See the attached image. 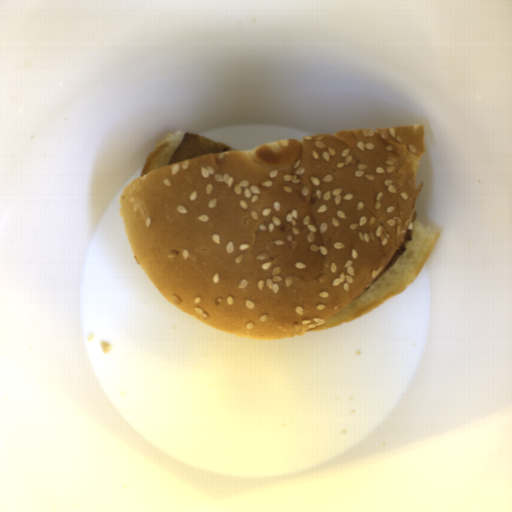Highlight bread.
<instances>
[{
    "instance_id": "1",
    "label": "bread",
    "mask_w": 512,
    "mask_h": 512,
    "mask_svg": "<svg viewBox=\"0 0 512 512\" xmlns=\"http://www.w3.org/2000/svg\"><path fill=\"white\" fill-rule=\"evenodd\" d=\"M169 133L119 198L130 248L167 300L230 335L339 327L396 298L440 232L414 222L423 125L342 129L170 164ZM365 292V293H364ZM364 293V294H363Z\"/></svg>"
}]
</instances>
